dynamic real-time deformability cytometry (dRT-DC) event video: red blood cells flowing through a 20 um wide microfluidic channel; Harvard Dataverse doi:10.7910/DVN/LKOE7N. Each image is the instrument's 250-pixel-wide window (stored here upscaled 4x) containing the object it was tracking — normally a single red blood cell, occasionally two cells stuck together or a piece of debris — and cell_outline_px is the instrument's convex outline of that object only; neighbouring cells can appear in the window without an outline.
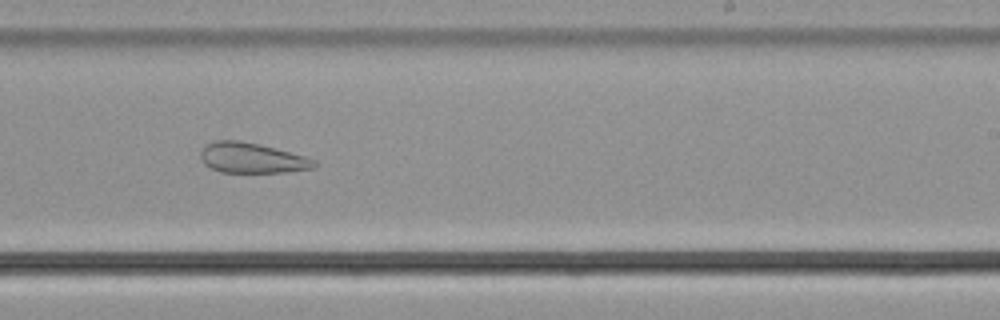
{"species": "common noctule bat (a hibernating species)", "species_latin": "Nyctalus noctula", "temperature_condition": "cold", "stored_images_in_passage": 40, "camera_frame_rate_fps": 3000, "um_per_image_px": 0.085, "animal": {"sex": "male", "body_mass_g": 21.5, "forearm_length_mm": 52.0}, "frame": {"image": 1, "passage_image": 19, "time_ms": 6.0, "image_size_px": [1000, 320], "cell_outline_px": [[320, 164], [316, 168], [288, 172], [220, 172], [204, 164], [200, 156], [200, 152], [204, 144], [212, 140], [240, 140], [260, 144], [304, 156], [316, 160]], "centroid_in_image_um": [21.42, 13.42], "position_along_channel_um": 267.6, "area_um2": 20.35}}
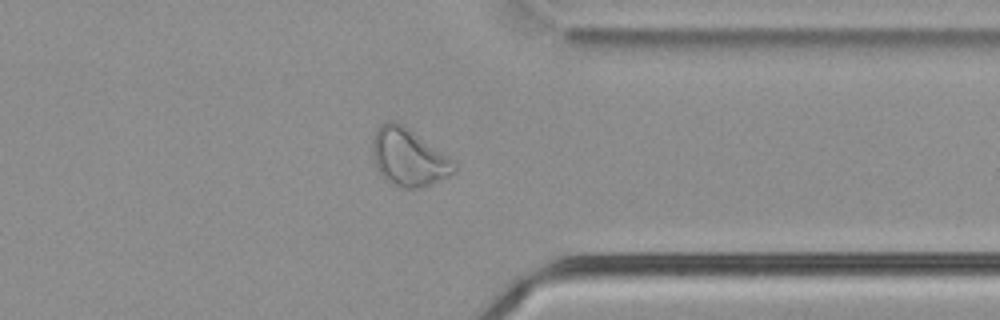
{"frame": {"image": 2, "passage_image": 28, "time_ms": 9.0, "image_size_px": [1000, 320], "cell_outline_px": [[456, 172], [448, 176], [420, 188], [400, 188], [392, 184], [380, 176], [376, 168], [372, 152], [372, 136], [376, 128], [380, 124], [388, 120], [396, 120], [456, 164]], "centroid_in_image_um": [34.64, 13.38], "position_along_channel_um": 376.8, "area_um2": 26.99}}
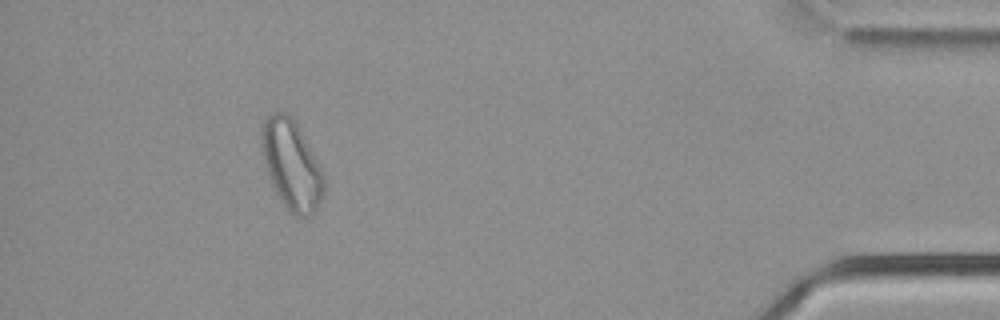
{"frame": {"image": 3, "passage_image": 35, "time_ms": 11.333, "image_size_px": [1000, 320], "cell_outline_px": [[324, 196], [316, 208], [308, 216], [296, 216], [288, 212], [284, 208], [268, 176], [260, 144], [260, 132], [264, 120], [268, 116], [276, 112], [284, 112], [292, 116], [320, 168], [324, 176]], "centroid_in_image_um": [24.75, 14.03], "position_along_channel_um": 410.5, "area_um2": 32.14}, "authors_computed_cell_mechanics": {"area_um2": 25.721, "velocity_mm_per_s": 3.78, "shape_relaxation_time_tau1_ms": null, "shape_relaxation_time_tau2_ms": 3.3279, "deformation_change_tau1": null, "deformation_change_tau2": 0.1274}}